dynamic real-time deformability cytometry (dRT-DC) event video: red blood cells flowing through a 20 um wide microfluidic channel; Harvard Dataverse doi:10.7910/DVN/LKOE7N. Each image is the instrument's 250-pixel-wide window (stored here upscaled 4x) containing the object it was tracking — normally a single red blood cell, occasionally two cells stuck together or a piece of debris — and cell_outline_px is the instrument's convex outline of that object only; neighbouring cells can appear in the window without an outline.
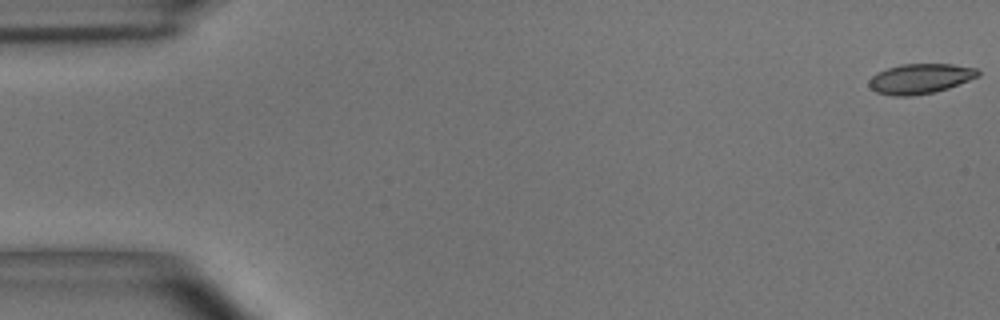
{"species": "common noctule bat (a hibernating species)", "species_latin": "Nyctalus noctula", "temperature_condition": "room temperature", "stored_images_in_passage": 54, "camera_frame_rate_fps": 3000, "um_per_image_px": 0.085, "animal": {"sex": "male", "body_mass_g": 15.6}, "frame": {"image": 1, "passage_image": 1, "time_ms": 0.0, "image_size_px": [1000, 320], "cell_outline_px": [[980, 76], [948, 88], [932, 92], [912, 96], [892, 96], [876, 92], [868, 84], [868, 80], [872, 76], [888, 68], [900, 64], [952, 64], [976, 68], [980, 72]], "centroid_in_image_um": [78.23, 6.69], "position_along_channel_um": 6.8, "area_um2": 18.96}}
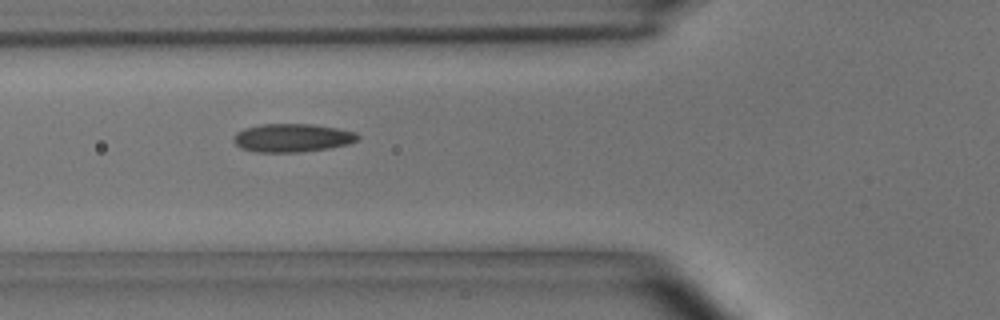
{"frame": {"image": 2, "passage_image": 20, "time_ms": 6.333, "image_size_px": [1000, 320], "cell_outline_px": [[360, 136], [356, 140], [348, 144], [328, 148], [300, 152], [256, 152], [240, 148], [232, 140], [232, 136], [236, 132], [244, 128], [264, 124], [312, 124], [336, 128], [356, 132]], "centroid_in_image_um": [24.8, 11.72], "position_along_channel_um": 101.0, "area_um2": 20.52}}
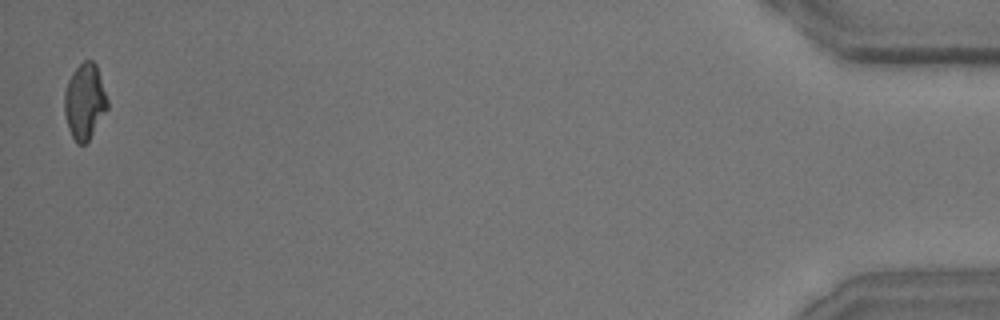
{"frame": {"image": 3, "passage_image": 54, "time_ms": 17.667, "image_size_px": [1000, 320], "cell_outline_px": [[108, 108], [88, 140], [84, 144], [76, 144], [68, 128], [64, 112], [64, 92], [68, 80], [72, 72], [84, 60], [92, 60], [96, 64], [108, 100]], "centroid_in_image_um": [7.19, 8.61], "position_along_channel_um": 428.0, "area_um2": 18.9}, "authors_computed_cell_mechanics": {"area_um2": 19.3919, "velocity_mm_per_s": 3.6748, "shape_relaxation_time_tau1_ms": 9.8608, "shape_relaxation_time_tau2_ms": 1.7953, "deformation_change_tau1": 0.2069, "deformation_change_tau2": 0.089}}